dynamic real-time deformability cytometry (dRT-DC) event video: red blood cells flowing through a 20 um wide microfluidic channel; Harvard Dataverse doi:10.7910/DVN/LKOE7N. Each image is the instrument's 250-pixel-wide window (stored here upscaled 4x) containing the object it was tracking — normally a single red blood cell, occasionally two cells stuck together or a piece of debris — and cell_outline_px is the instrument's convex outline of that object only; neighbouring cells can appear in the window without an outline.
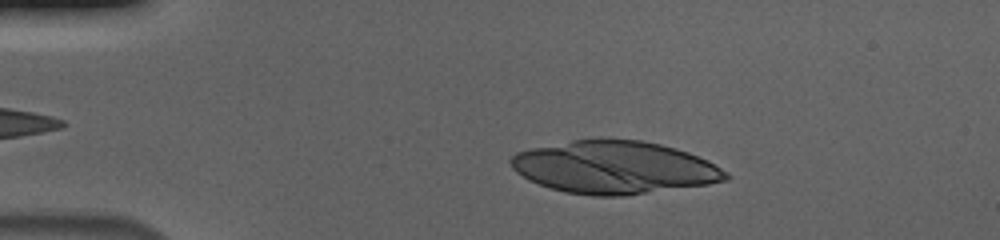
{"species": "human", "species_latin": "Homo sapiens", "temperature_condition": "cold", "stored_images_in_passage": 19, "camera_frame_rate_fps": 3000, "um_per_image_px": 0.085, "donor": {"sex": "male"}, "frame": {"image": 1, "passage_image": 8, "time_ms": 2.333, "image_size_px": [1000, 240], "cell_outline_px": [[732, 176], [728, 180], [708, 184], [624, 196], [592, 196], [564, 192], [528, 180], [516, 172], [512, 168], [508, 160], [516, 152], [532, 148], [572, 140], [640, 140], [660, 144], [676, 148], [688, 152], [708, 160], [728, 172]], "centroid_in_image_um": [52.23, 14.24], "position_along_channel_um": 32.8, "area_um2": 65.89}}